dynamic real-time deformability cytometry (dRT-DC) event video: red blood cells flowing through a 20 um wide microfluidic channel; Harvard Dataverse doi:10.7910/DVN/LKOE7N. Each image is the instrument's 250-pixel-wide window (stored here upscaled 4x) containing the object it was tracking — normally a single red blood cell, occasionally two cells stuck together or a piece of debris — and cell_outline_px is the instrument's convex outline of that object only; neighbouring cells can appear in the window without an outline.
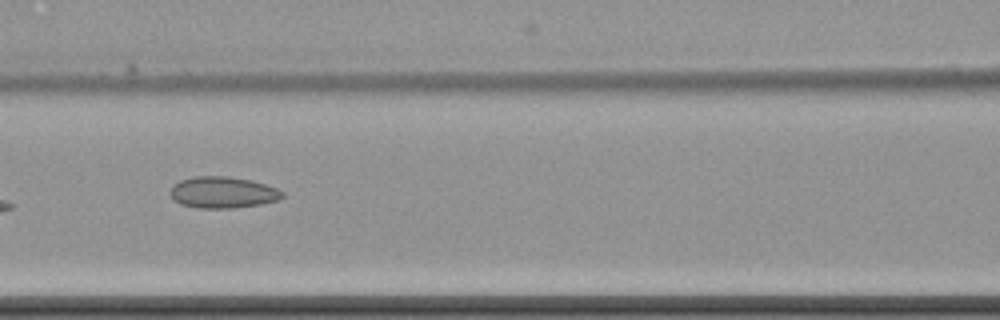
{"species": "common noctule bat (a hibernating species)", "species_latin": "Nyctalus noctula", "temperature_condition": "cold", "stored_images_in_passage": 12, "camera_frame_rate_fps": 3000, "um_per_image_px": 0.085, "animal": {"sex": "female", "body_mass_g": 22.7, "forearm_length_mm": 54.2}, "frame": {"image": 1, "passage_image": 7, "time_ms": 8.667, "image_size_px": [1000, 320], "cell_outline_px": [[284, 196], [280, 200], [260, 204], [232, 208], [200, 208], [180, 204], [172, 200], [168, 192], [172, 184], [180, 180], [192, 176], [228, 176], [252, 180], [276, 188], [284, 192]], "centroid_in_image_um": [18.89, 16.35], "position_along_channel_um": 147.7, "area_um2": 20.87}}
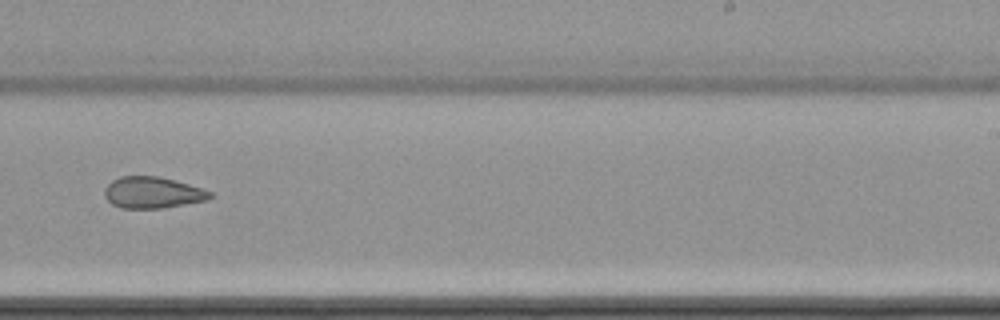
{"frame": {"image": 2, "passage_image": 10, "time_ms": 12.333, "image_size_px": [1000, 320], "cell_outline_px": [[212, 196], [208, 200], [164, 208], [120, 208], [112, 204], [104, 196], [104, 188], [112, 180], [120, 176], [160, 176], [188, 184], [212, 192]], "centroid_in_image_um": [12.95, 16.37], "position_along_channel_um": 276.1, "area_um2": 19.36}}
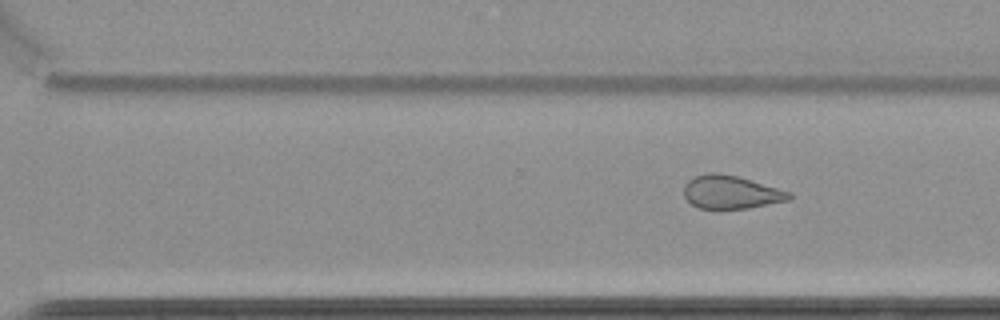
{"frame": {"image": 3, "passage_image": 12, "time_ms": 15.667, "image_size_px": [1000, 320], "cell_outline_px": [[792, 196], [788, 200], [748, 208], [700, 208], [692, 204], [684, 196], [684, 184], [688, 180], [696, 176], [708, 172], [720, 172], [740, 176], [792, 192]], "centroid_in_image_um": [62.14, 16.3], "position_along_channel_um": 308.5, "area_um2": 20.46}}